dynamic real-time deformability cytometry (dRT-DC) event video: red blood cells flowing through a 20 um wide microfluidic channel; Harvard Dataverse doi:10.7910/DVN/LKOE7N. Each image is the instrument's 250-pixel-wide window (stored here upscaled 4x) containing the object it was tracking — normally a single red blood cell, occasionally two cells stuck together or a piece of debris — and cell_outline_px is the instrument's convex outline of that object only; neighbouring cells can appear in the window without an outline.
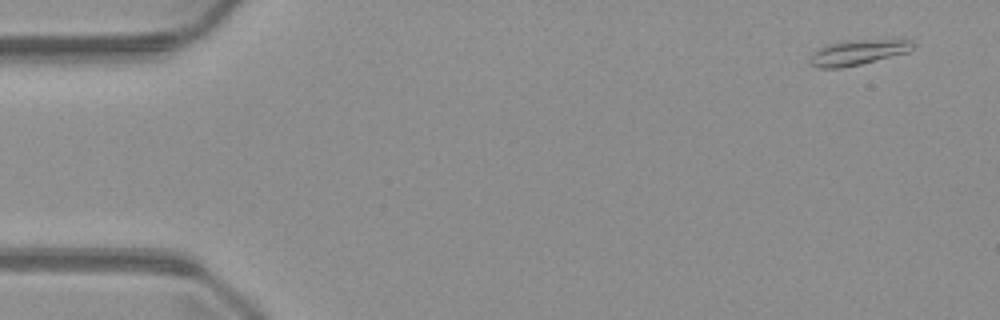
{"species": "common noctule bat (a hibernating species)", "species_latin": "Nyctalus noctula", "temperature_condition": "warm", "stored_images_in_passage": 46, "camera_frame_rate_fps": 3000, "um_per_image_px": 0.085, "animal": {"sex": "male", "body_mass_g": 23.1, "forearm_length_mm": 52.7}, "frame": {"image": 1, "passage_image": 3, "time_ms": 0.667, "image_size_px": [1000, 320], "cell_outline_px": [[916, 44], [908, 52], [860, 64], [840, 68], [820, 68], [808, 64], [808, 56], [812, 52], [828, 44], [848, 40], [912, 40]], "centroid_in_image_um": [72.85, 4.46], "position_along_channel_um": 12.1, "area_um2": 15.09}}
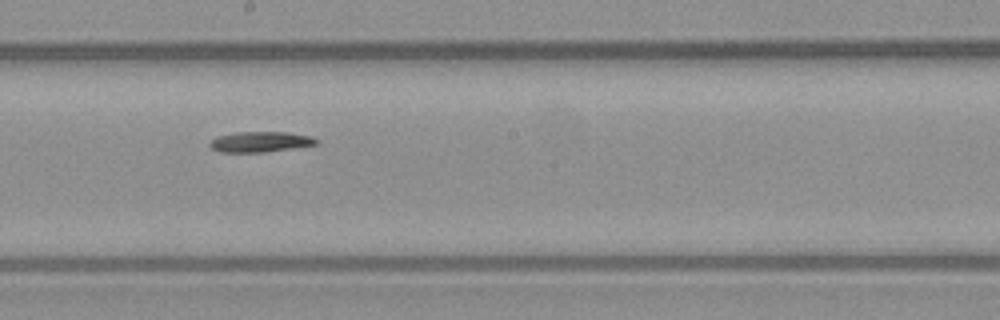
{"frame": {"image": 2, "passage_image": 28, "time_ms": 9.0, "image_size_px": [1000, 320], "cell_outline_px": [[320, 140], [316, 144], [292, 148], [264, 152], [220, 152], [212, 148], [208, 144], [216, 136], [236, 132], [288, 132], [312, 136]], "centroid_in_image_um": [22.13, 12.04], "position_along_channel_um": 226.1, "area_um2": 12.72}}
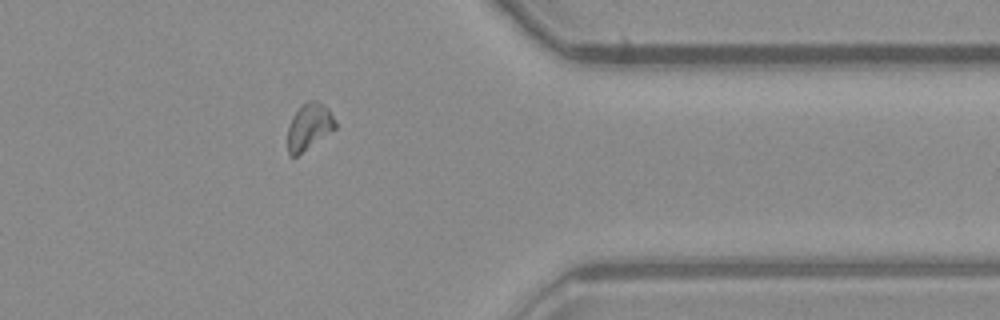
{"frame": {"image": 3, "passage_image": 41, "time_ms": 13.333, "image_size_px": [1000, 320], "cell_outline_px": [[336, 128], [296, 156], [288, 156], [288, 124], [292, 116], [308, 100], [316, 100], [328, 108], [336, 120]], "centroid_in_image_um": [26.27, 10.75], "position_along_channel_um": 385.1, "area_um2": 12.72}}